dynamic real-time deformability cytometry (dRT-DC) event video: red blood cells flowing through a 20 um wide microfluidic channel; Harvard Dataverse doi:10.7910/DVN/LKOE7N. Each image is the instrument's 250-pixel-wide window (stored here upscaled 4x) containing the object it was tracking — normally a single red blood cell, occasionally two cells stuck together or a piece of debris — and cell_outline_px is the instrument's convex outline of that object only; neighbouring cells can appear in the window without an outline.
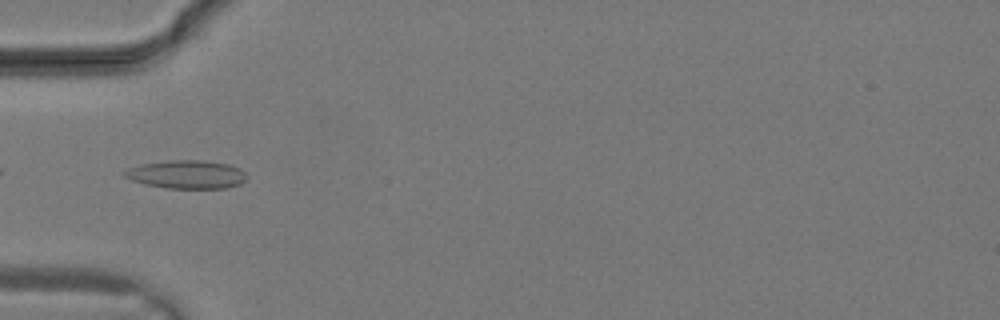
{"species": "common noctule bat (a hibernating species)", "species_latin": "Nyctalus noctula", "temperature_condition": "warm", "stored_images_in_passage": 21, "camera_frame_rate_fps": 3000, "um_per_image_px": 0.085, "animal": {"sex": "male", "body_mass_g": 19.2, "forearm_length_mm": 51.8}, "frame": {"image": 1, "passage_image": 4, "time_ms": 1.0, "image_size_px": [1000, 320], "cell_outline_px": [[248, 176], [240, 184], [228, 188], [164, 188], [144, 184], [132, 180], [124, 176], [124, 172], [128, 168], [144, 164], [168, 160], [204, 160], [228, 164], [240, 168]], "centroid_in_image_um": [15.9, 14.83], "position_along_channel_um": 69.1, "area_um2": 20.17}}
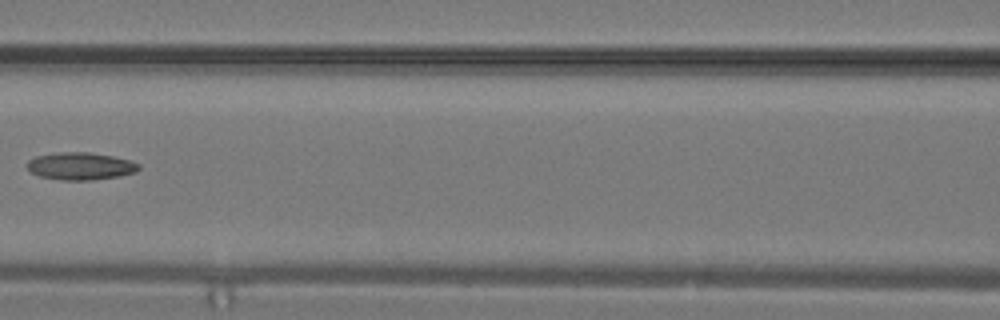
{"frame": {"image": 2, "passage_image": 8, "time_ms": 2.333, "image_size_px": [1000, 320], "cell_outline_px": [[140, 168], [136, 172], [120, 176], [92, 180], [60, 180], [40, 176], [32, 172], [28, 168], [28, 160], [36, 156], [60, 152], [88, 152], [112, 156], [132, 160], [140, 164]], "centroid_in_image_um": [6.89, 14.12], "position_along_channel_um": 159.7, "area_um2": 17.86}}
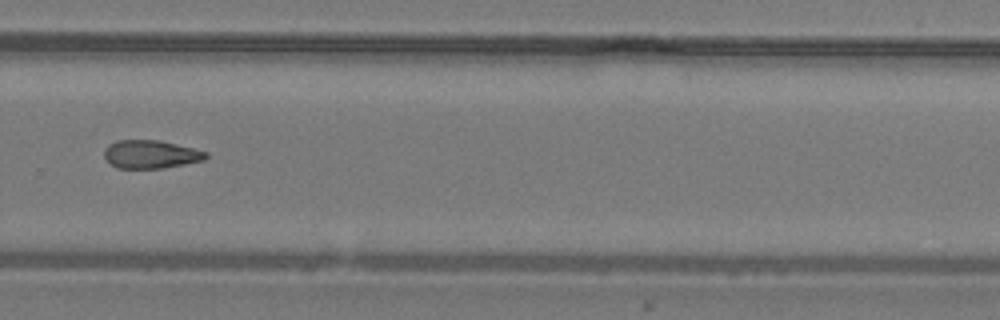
{"frame": {"image": 3, "passage_image": 15, "time_ms": 4.667, "image_size_px": [1000, 320], "cell_outline_px": [[208, 156], [204, 160], [164, 168], [116, 168], [104, 156], [104, 148], [108, 144], [116, 140], [160, 140], [208, 152]], "centroid_in_image_um": [12.8, 13.11], "position_along_channel_um": 317.0, "area_um2": 16.7}}